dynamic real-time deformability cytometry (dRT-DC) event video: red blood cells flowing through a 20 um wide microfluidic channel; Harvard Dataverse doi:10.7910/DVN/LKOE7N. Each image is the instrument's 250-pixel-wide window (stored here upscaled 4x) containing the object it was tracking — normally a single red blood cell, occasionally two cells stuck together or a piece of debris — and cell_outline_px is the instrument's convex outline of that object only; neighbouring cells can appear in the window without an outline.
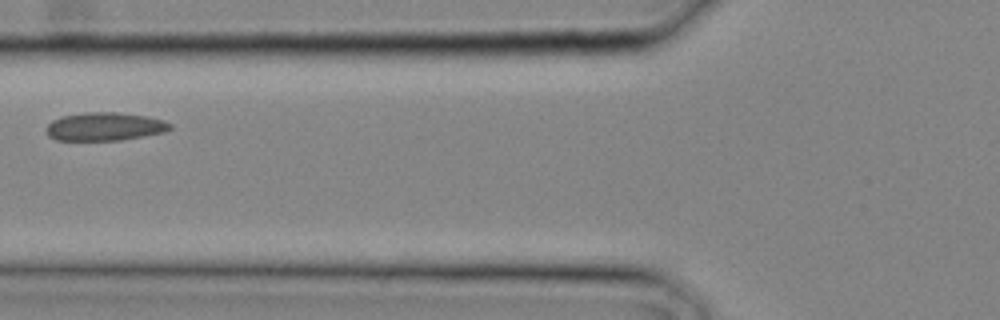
{"species": "common noctule bat (a hibernating species)", "species_latin": "Nyctalus noctula", "temperature_condition": "cold", "stored_images_in_passage": 4, "camera_frame_rate_fps": 3000, "um_per_image_px": 0.085, "animal": {"sex": "male", "body_mass_g": 20.4}, "frame": {"image": 1, "passage_image": 4, "time_ms": 1.0, "image_size_px": [1000, 320], "cell_outline_px": [[172, 128], [164, 132], [144, 136], [120, 140], [56, 140], [48, 136], [48, 124], [52, 120], [60, 116], [84, 112], [116, 112], [148, 116], [164, 120], [172, 124]], "centroid_in_image_um": [8.92, 10.75], "position_along_channel_um": 116.9, "area_um2": 20.46}}